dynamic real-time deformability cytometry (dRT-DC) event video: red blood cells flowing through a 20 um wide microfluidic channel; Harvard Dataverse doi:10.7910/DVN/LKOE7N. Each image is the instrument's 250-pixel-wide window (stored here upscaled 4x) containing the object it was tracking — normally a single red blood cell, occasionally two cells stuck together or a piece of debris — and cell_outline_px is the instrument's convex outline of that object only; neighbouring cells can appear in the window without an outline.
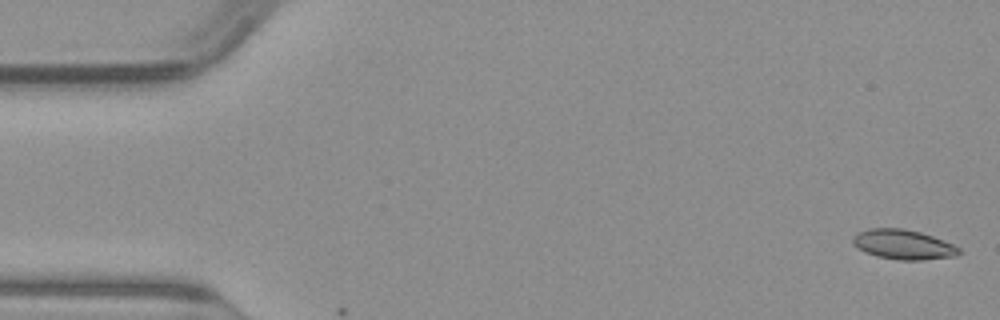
{"species": "common noctule bat (a hibernating species)", "species_latin": "Nyctalus noctula", "temperature_condition": "warm", "stored_images_in_passage": 2, "camera_frame_rate_fps": 3000, "um_per_image_px": 0.085, "animal": {"sex": "male", "body_mass_g": 23.1, "forearm_length_mm": 52.7}, "frame": {"image": 1, "passage_image": 1, "time_ms": 0.0, "image_size_px": [1000, 320], "cell_outline_px": [[960, 252], [956, 256], [920, 260], [896, 260], [876, 256], [864, 252], [856, 248], [852, 244], [852, 236], [856, 232], [868, 228], [904, 228], [920, 232], [944, 240], [960, 248]], "centroid_in_image_um": [76.71, 20.78], "position_along_channel_um": 8.3, "area_um2": 18.67}}